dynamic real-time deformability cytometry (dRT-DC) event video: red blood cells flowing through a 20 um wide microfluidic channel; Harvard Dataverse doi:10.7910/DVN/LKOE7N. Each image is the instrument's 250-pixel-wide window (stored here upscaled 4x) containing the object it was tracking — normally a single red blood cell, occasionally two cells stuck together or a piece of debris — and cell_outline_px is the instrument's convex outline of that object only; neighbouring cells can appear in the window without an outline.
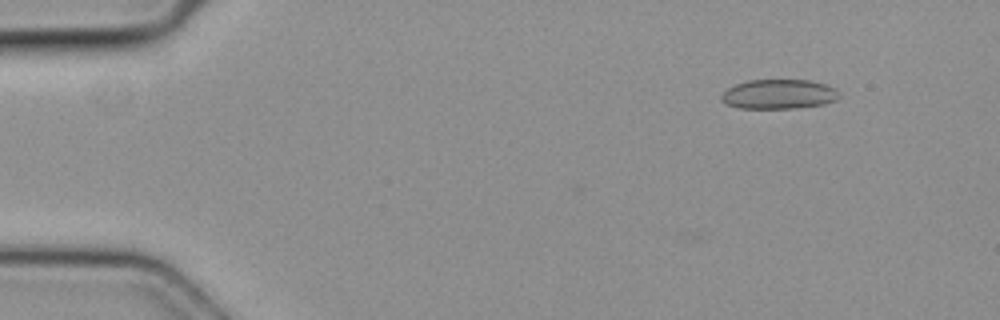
{"species": "common noctule bat (a hibernating species)", "species_latin": "Nyctalus noctula", "temperature_condition": "cold", "stored_images_in_passage": 5, "camera_frame_rate_fps": 3000, "um_per_image_px": 0.085, "animal": {"sex": "female", "body_mass_g": 19.3, "forearm_length_mm": 54.1}, "frame": {"image": 1, "passage_image": 2, "time_ms": 0.333, "image_size_px": [1000, 320], "cell_outline_px": [[840, 96], [836, 100], [824, 104], [796, 108], [740, 108], [724, 104], [720, 100], [720, 96], [728, 88], [736, 84], [748, 80], [812, 80], [828, 84], [836, 88], [840, 92]], "centroid_in_image_um": [66.23, 8.0], "position_along_channel_um": 18.8, "area_um2": 20.58}}